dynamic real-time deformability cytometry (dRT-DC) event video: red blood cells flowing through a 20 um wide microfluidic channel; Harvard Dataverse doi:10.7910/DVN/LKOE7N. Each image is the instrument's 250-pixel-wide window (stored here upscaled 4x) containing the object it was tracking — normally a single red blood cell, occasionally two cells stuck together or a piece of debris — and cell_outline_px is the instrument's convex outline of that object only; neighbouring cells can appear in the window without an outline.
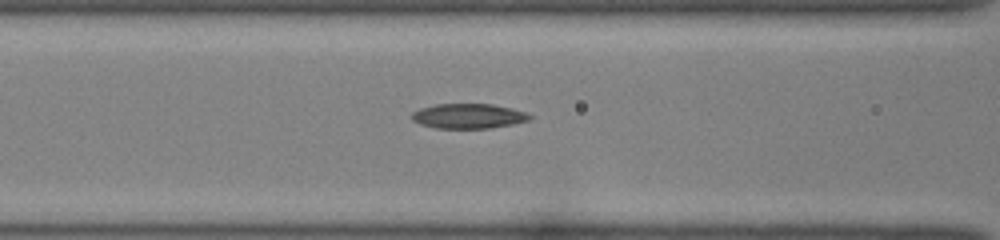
{"species": "common noctule bat (a hibernating species)", "species_latin": "Nyctalus noctula", "temperature_condition": "room temperature", "stored_images_in_passage": 8, "camera_frame_rate_fps": 3000, "um_per_image_px": 0.085, "animal": {"sex": "female", "body_mass_g": 22.0, "forearm_length_mm": 56.7}, "frame": {"image": 1, "passage_image": 6, "time_ms": 1.667, "image_size_px": [1000, 240], "cell_outline_px": [[532, 116], [528, 120], [512, 124], [488, 128], [436, 128], [420, 124], [412, 120], [412, 112], [420, 108], [436, 104], [492, 104], [524, 112]], "centroid_in_image_um": [39.76, 9.86], "position_along_channel_um": 126.8, "area_um2": 16.82}}